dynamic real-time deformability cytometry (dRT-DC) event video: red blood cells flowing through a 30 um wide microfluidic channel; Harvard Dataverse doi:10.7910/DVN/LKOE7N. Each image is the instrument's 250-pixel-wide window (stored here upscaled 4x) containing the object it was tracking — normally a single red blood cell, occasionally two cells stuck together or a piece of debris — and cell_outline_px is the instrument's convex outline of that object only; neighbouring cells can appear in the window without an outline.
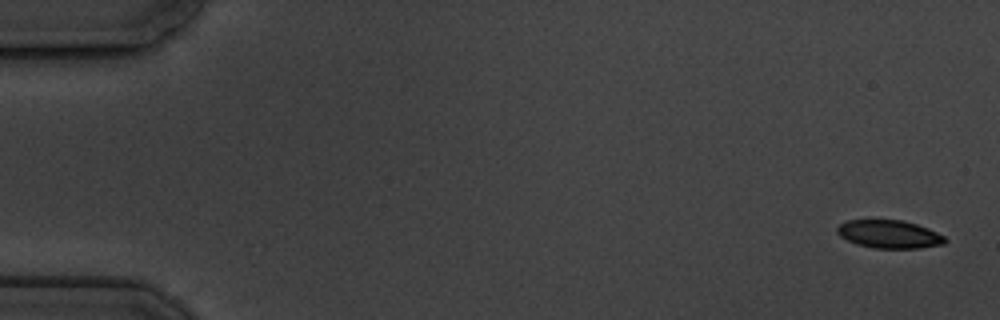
{"species": "common noctule bat (a hibernating species)", "species_latin": "Nyctalus noctula", "temperature_condition": "cold", "stored_images_in_passage": 5, "camera_frame_rate_fps": 3000, "um_per_image_px": 0.085, "animal": {"sex": "male", "body_mass_g": 19.5, "forearm_length_mm": 54.6}, "frame": {"image": 1, "passage_image": 1, "time_ms": 0.0, "image_size_px": [1000, 320], "cell_outline_px": [[948, 240], [944, 244], [920, 248], [872, 248], [856, 244], [840, 236], [836, 232], [836, 228], [840, 224], [848, 220], [904, 220], [928, 228], [944, 236]], "centroid_in_image_um": [75.59, 19.91], "position_along_channel_um": 9.4, "area_um2": 17.69}}
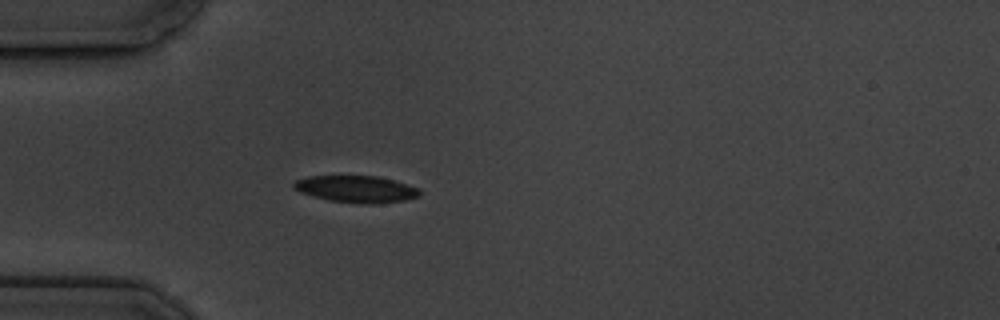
{"frame": {"image": 2, "passage_image": 5, "time_ms": 5.0, "image_size_px": [1000, 320], "cell_outline_px": [[420, 196], [404, 200], [368, 204], [364, 204], [328, 200], [300, 192], [292, 184], [296, 180], [308, 176], [376, 176], [392, 180], [420, 188]], "centroid_in_image_um": [30.29, 16.07], "position_along_channel_um": 54.7, "area_um2": 19.42}}